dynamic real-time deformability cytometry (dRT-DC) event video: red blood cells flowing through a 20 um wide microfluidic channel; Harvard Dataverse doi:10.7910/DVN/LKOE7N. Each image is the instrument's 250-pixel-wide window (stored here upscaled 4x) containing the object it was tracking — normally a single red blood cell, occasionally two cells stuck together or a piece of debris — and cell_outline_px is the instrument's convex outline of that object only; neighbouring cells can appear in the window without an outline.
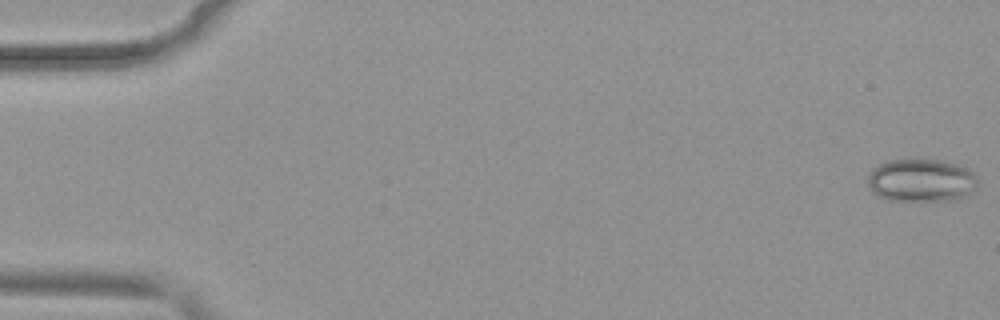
{"species": "common noctule bat (a hibernating species)", "species_latin": "Nyctalus noctula", "temperature_condition": "warm", "stored_images_in_passage": 52, "camera_frame_rate_fps": 3000, "um_per_image_px": 0.085, "animal": {"sex": "female", "body_mass_g": 19.9}, "frame": {"image": 1, "passage_image": 1, "time_ms": 0.0, "image_size_px": [1000, 320], "cell_outline_px": [[976, 180], [972, 192], [964, 196], [948, 200], [888, 200], [876, 196], [872, 192], [868, 184], [868, 176], [872, 168], [888, 160], [936, 160], [956, 164], [968, 168], [976, 176]], "centroid_in_image_um": [78.25, 15.33], "position_along_channel_um": 6.7, "area_um2": 27.22}}
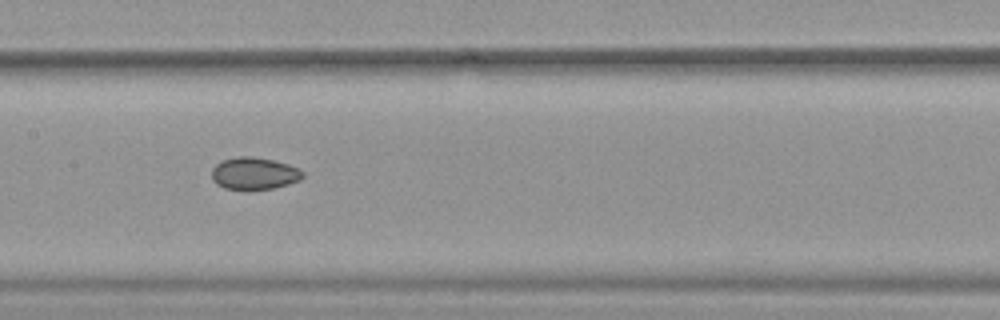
{"frame": {"image": 2, "passage_image": 26, "time_ms": 8.333, "image_size_px": [1000, 320], "cell_outline_px": [[304, 176], [300, 180], [288, 184], [272, 188], [248, 192], [224, 188], [216, 184], [212, 180], [212, 168], [216, 164], [224, 160], [236, 156], [252, 156], [272, 160], [288, 164], [300, 168], [304, 172]], "centroid_in_image_um": [21.6, 14.77], "position_along_channel_um": 185.8, "area_um2": 17.57}}
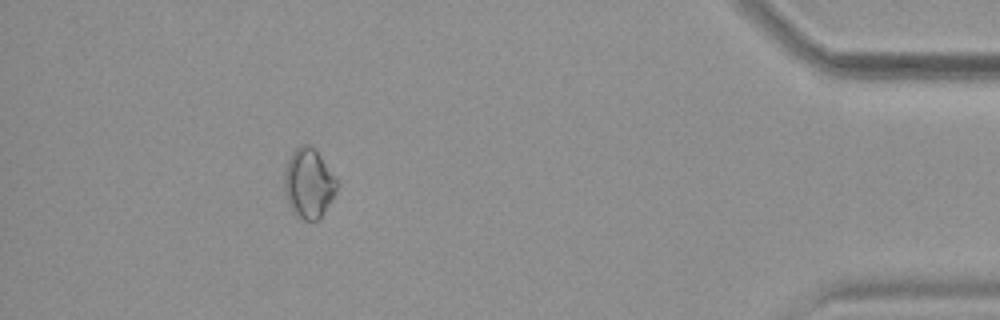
{"frame": {"image": 3, "passage_image": 47, "time_ms": 15.333, "image_size_px": [1000, 320], "cell_outline_px": [[340, 184], [332, 200], [320, 220], [304, 220], [296, 216], [292, 212], [288, 204], [284, 192], [284, 172], [288, 160], [292, 152], [300, 144], [308, 144], [316, 148], [340, 180]], "centroid_in_image_um": [26.28, 15.57], "position_along_channel_um": 408.9, "area_um2": 22.2}, "authors_computed_cell_mechanics": {"area_um2": 19.1607, "velocity_mm_per_s": 3.928, "shape_relaxation_time_tau1_ms": null, "shape_relaxation_time_tau2_ms": 3.7597, "deformation_change_tau1": null, "deformation_change_tau2": 0.0587}}